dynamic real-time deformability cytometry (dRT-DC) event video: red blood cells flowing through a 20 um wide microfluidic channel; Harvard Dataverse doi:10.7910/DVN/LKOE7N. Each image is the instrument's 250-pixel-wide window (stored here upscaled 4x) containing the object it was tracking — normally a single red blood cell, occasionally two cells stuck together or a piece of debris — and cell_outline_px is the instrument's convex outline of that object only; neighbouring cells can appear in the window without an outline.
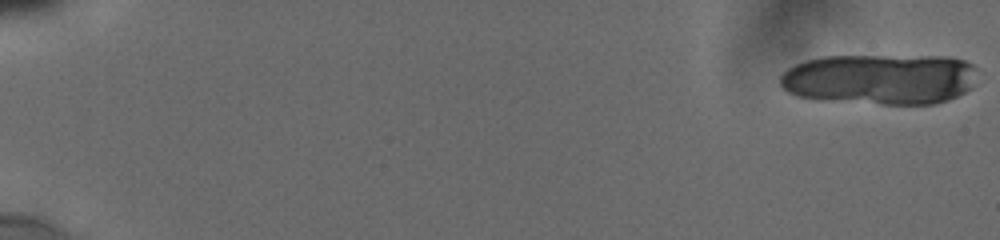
{"species": "human", "species_latin": "Homo sapiens", "temperature_condition": "cold", "stored_images_in_passage": 21, "camera_frame_rate_fps": 3000, "um_per_image_px": 0.085, "donor": {"sex": "male"}, "frame": {"image": 1, "passage_image": 1, "time_ms": 0.0, "image_size_px": [1000, 240], "cell_outline_px": [[976, 68], [972, 88], [948, 100], [936, 104], [880, 104], [824, 100], [796, 96], [788, 92], [780, 84], [780, 76], [788, 68], [796, 64], [808, 60], [824, 56], [948, 56], [964, 60], [972, 64]], "centroid_in_image_um": [74.82, 6.72], "position_along_channel_um": 10.2, "area_um2": 58.67}}